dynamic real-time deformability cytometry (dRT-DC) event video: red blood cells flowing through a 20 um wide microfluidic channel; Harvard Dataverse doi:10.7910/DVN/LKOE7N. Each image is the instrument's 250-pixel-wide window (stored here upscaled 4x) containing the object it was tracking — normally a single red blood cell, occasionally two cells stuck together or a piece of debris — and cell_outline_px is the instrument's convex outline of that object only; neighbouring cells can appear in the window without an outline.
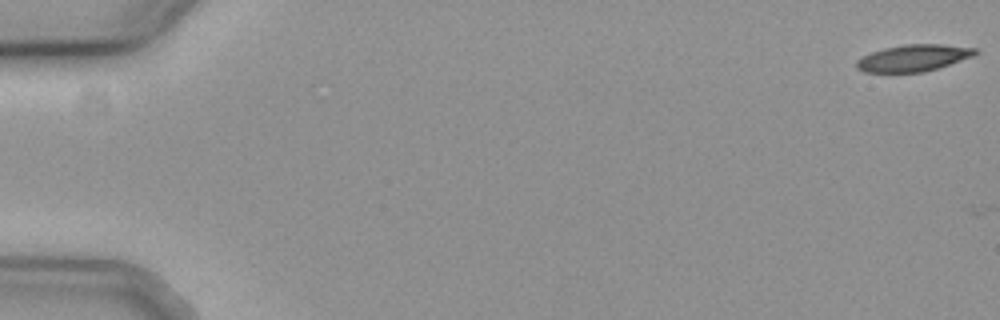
{"species": "common noctule bat (a hibernating species)", "species_latin": "Nyctalus noctula", "temperature_condition": "cold", "stored_images_in_passage": 2, "camera_frame_rate_fps": 3000, "um_per_image_px": 0.085, "animal": {"sex": "female", "body_mass_g": 19.3, "forearm_length_mm": 54.1}, "frame": {"image": 1, "passage_image": 1, "time_ms": 0.0, "image_size_px": [1000, 320], "cell_outline_px": [[980, 52], [972, 56], [924, 72], [864, 72], [856, 68], [856, 60], [872, 52], [884, 48], [904, 44], [940, 44], [976, 48]], "centroid_in_image_um": [77.62, 4.92], "position_along_channel_um": 7.4, "area_um2": 18.26}}